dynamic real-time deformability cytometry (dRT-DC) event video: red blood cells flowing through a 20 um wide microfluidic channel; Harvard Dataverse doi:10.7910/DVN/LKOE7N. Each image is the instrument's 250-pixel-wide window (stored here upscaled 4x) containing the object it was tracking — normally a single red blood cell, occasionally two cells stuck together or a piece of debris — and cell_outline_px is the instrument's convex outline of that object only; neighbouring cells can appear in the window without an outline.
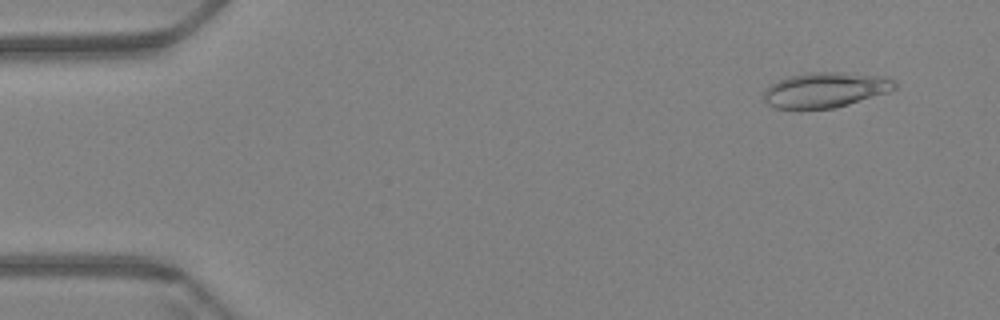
{"species": "Egyptian fruit bat (a non-hibernating species)", "species_latin": "Rousettus aegyptiacus", "temperature_condition": "warm", "stored_images_in_passage": 61, "camera_frame_rate_fps": 3000, "um_per_image_px": 0.085, "animal": {"sex": "female"}, "frame": {"image": 1, "passage_image": 5, "time_ms": 1.333, "image_size_px": [1000, 320], "cell_outline_px": [[896, 88], [892, 92], [848, 104], [832, 108], [776, 108], [768, 104], [764, 100], [764, 88], [768, 84], [788, 76], [808, 72], [844, 72], [888, 76], [896, 80]], "centroid_in_image_um": [70.21, 7.61], "position_along_channel_um": 14.8, "area_um2": 27.28}}
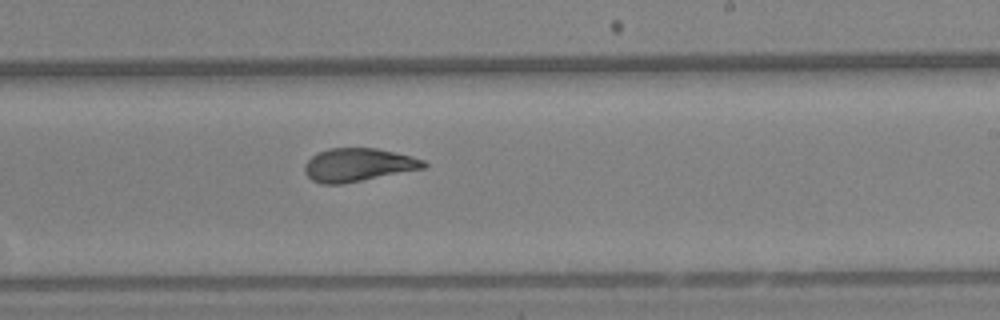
{"frame": {"image": 2, "passage_image": 37, "time_ms": 12.0, "image_size_px": [1000, 320], "cell_outline_px": [[428, 164], [424, 168], [340, 184], [320, 184], [312, 180], [304, 172], [304, 164], [312, 156], [328, 148], [376, 148], [412, 156], [424, 160]], "centroid_in_image_um": [30.42, 14.01], "position_along_channel_um": 258.6, "area_um2": 22.83}}
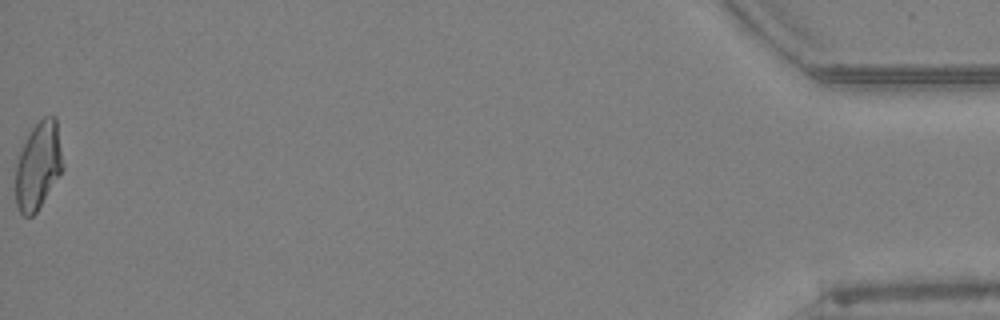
{"frame": {"image": 3, "passage_image": 61, "time_ms": 20.0, "image_size_px": [1000, 320], "cell_outline_px": [[64, 168], [36, 212], [32, 216], [24, 216], [20, 212], [16, 204], [16, 160], [28, 132], [44, 116], [56, 116], [64, 164]], "centroid_in_image_um": [3.26, 14.05], "position_along_channel_um": 431.9, "area_um2": 24.16}, "authors_computed_cell_mechanics": {"area_um2": 23.8714, "velocity_mm_per_s": 3.4022, "shape_relaxation_time_tau1_ms": null, "shape_relaxation_time_tau2_ms": 2.1223, "deformation_change_tau1": null, "deformation_change_tau2": 0.0934}}